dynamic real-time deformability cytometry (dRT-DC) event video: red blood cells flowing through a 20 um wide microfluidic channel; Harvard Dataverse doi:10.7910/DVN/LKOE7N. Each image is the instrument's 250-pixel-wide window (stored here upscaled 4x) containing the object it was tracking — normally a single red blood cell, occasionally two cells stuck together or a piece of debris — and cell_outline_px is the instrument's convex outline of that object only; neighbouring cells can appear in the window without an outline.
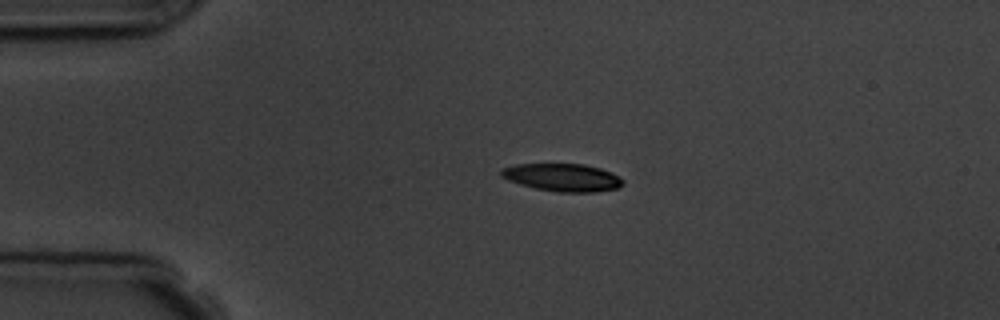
{"species": "common noctule bat (a hibernating species)", "species_latin": "Nyctalus noctula", "temperature_condition": "room temperature", "stored_images_in_passage": 4, "camera_frame_rate_fps": 3000, "um_per_image_px": 0.085, "animal": {"sex": "male", "body_mass_g": 19.5, "forearm_length_mm": 54.6}, "frame": {"image": 1, "passage_image": 3, "time_ms": 3.0, "image_size_px": [1000, 320], "cell_outline_px": [[624, 184], [616, 188], [592, 192], [556, 192], [536, 188], [520, 184], [508, 180], [500, 176], [500, 168], [516, 164], [584, 164], [600, 168], [612, 172], [620, 176], [624, 180]], "centroid_in_image_um": [47.81, 15.07], "position_along_channel_um": 37.2, "area_um2": 19.77}}